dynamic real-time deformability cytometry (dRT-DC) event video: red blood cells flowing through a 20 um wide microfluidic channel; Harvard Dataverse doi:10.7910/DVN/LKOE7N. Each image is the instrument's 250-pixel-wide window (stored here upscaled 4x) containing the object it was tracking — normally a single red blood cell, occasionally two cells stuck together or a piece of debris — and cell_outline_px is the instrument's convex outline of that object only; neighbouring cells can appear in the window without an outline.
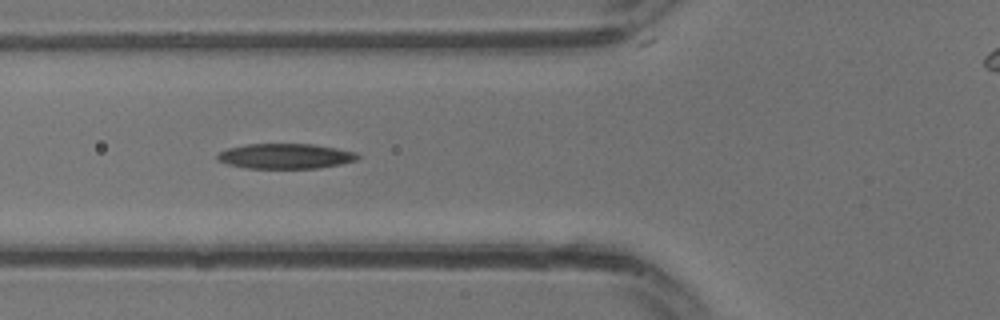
{"species": "common noctule bat (a hibernating species)", "species_latin": "Nyctalus noctula", "temperature_condition": "warm", "stored_images_in_passage": 15, "camera_frame_rate_fps": 3000, "um_per_image_px": 0.085, "animal": {"sex": "male", "body_mass_g": 13.3}, "frame": {"image": 1, "passage_image": 4, "time_ms": 1.0, "image_size_px": [1000, 320], "cell_outline_px": [[360, 156], [356, 160], [340, 164], [320, 168], [248, 168], [228, 164], [216, 160], [216, 156], [220, 152], [228, 148], [248, 144], [312, 144], [336, 148], [356, 152]], "centroid_in_image_um": [24.26, 13.27], "position_along_channel_um": 101.5, "area_um2": 20.46}}
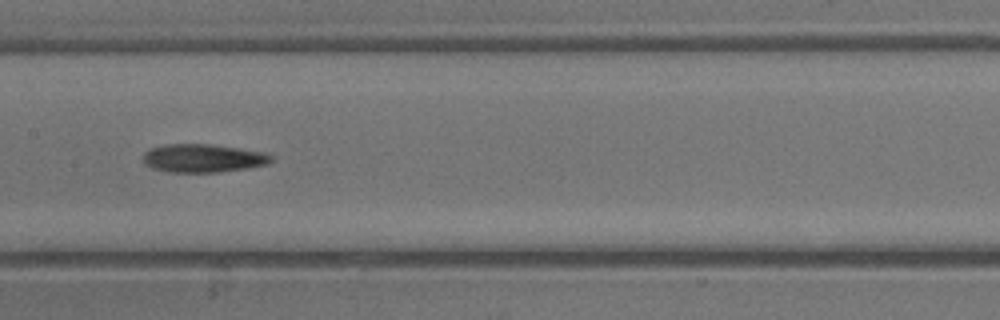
{"frame": {"image": 2, "passage_image": 8, "time_ms": 2.333, "image_size_px": [1000, 320], "cell_outline_px": [[272, 160], [268, 164], [248, 168], [220, 172], [168, 172], [152, 168], [144, 164], [144, 152], [152, 148], [164, 144], [212, 144], [240, 148], [264, 152], [272, 156]], "centroid_in_image_um": [17.27, 13.44], "position_along_channel_um": 190.1, "area_um2": 21.21}}
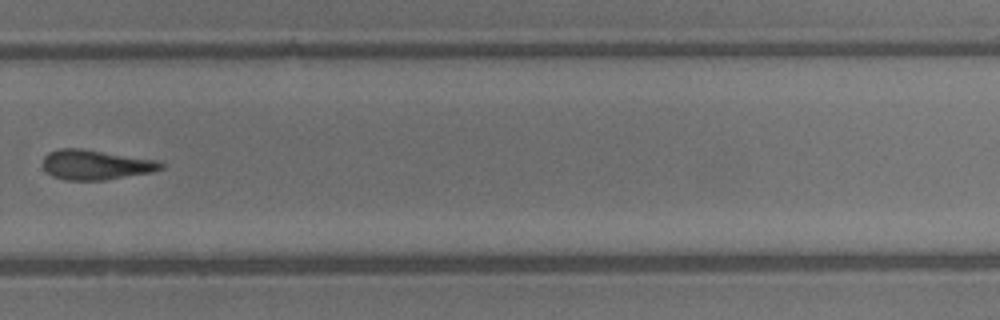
{"frame": {"image": 3, "passage_image": 14, "time_ms": 4.333, "image_size_px": [1000, 320], "cell_outline_px": [[164, 168], [152, 172], [104, 180], [64, 180], [52, 176], [44, 168], [44, 156], [48, 152], [60, 148], [80, 148], [156, 160], [164, 164]], "centroid_in_image_um": [8.13, 14.01], "position_along_channel_um": 321.7, "area_um2": 20.4}}